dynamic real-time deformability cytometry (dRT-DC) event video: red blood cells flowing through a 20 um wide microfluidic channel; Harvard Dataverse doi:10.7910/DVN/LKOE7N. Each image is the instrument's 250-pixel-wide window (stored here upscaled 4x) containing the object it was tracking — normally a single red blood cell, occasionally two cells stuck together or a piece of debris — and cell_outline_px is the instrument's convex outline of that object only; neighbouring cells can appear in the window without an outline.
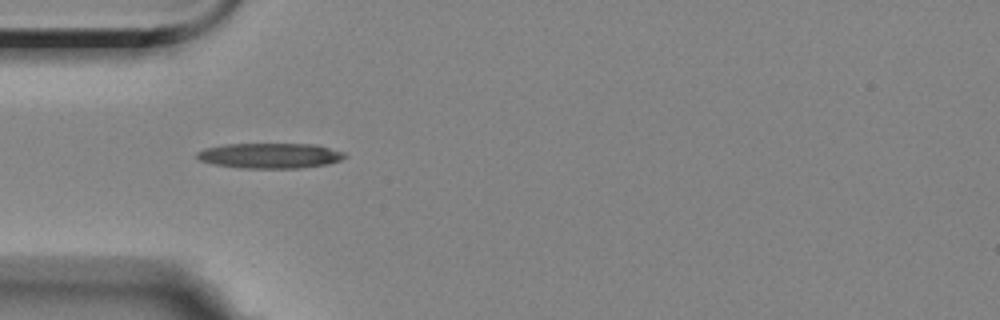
{"species": "Egyptian fruit bat (a non-hibernating species)", "species_latin": "Rousettus aegyptiacus", "temperature_condition": "room temperature", "stored_images_in_passage": 40, "camera_frame_rate_fps": 3000, "um_per_image_px": 0.085, "animal": {"sex": "female"}, "frame": {"image": 1, "passage_image": 1, "time_ms": 0.0, "image_size_px": [1000, 320], "cell_outline_px": [[348, 156], [340, 160], [328, 164], [300, 168], [240, 168], [212, 164], [200, 160], [196, 156], [196, 152], [204, 148], [224, 144], [316, 144], [344, 152]], "centroid_in_image_um": [22.94, 13.23], "position_along_channel_um": 62.1, "area_um2": 21.91}}
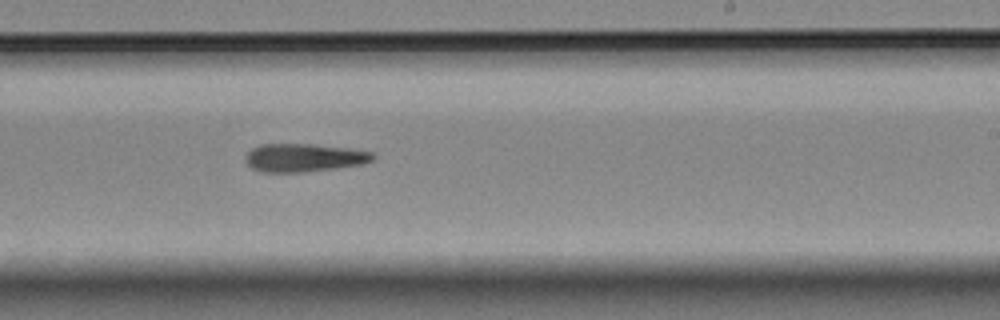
{"frame": {"image": 2, "passage_image": 18, "time_ms": 5.667, "image_size_px": [1000, 320], "cell_outline_px": [[376, 156], [372, 160], [364, 164], [336, 168], [300, 172], [264, 172], [252, 168], [244, 160], [244, 156], [252, 148], [260, 144], [316, 144], [348, 148], [372, 152]], "centroid_in_image_um": [25.83, 13.39], "position_along_channel_um": 263.2, "area_um2": 20.98}}
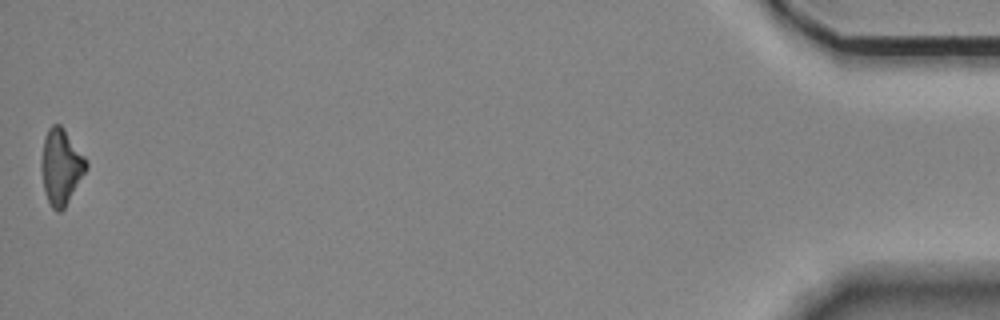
{"frame": {"image": 3, "passage_image": 40, "time_ms": 13.0, "image_size_px": [1000, 320], "cell_outline_px": [[88, 168], [64, 208], [60, 212], [56, 212], [52, 208], [48, 200], [44, 188], [40, 168], [40, 160], [44, 136], [48, 128], [52, 124], [60, 124], [64, 128], [88, 160]], "centroid_in_image_um": [5.18, 14.14], "position_along_channel_um": 430.0, "area_um2": 20.0}, "authors_computed_cell_mechanics": {"area_um2": 20.808, "velocity_mm_per_s": 3.5654, "shape_relaxation_time_tau1_ms": 7.1678, "shape_relaxation_time_tau2_ms": null, "deformation_change_tau1": 0.2112, "deformation_change_tau2": null}}